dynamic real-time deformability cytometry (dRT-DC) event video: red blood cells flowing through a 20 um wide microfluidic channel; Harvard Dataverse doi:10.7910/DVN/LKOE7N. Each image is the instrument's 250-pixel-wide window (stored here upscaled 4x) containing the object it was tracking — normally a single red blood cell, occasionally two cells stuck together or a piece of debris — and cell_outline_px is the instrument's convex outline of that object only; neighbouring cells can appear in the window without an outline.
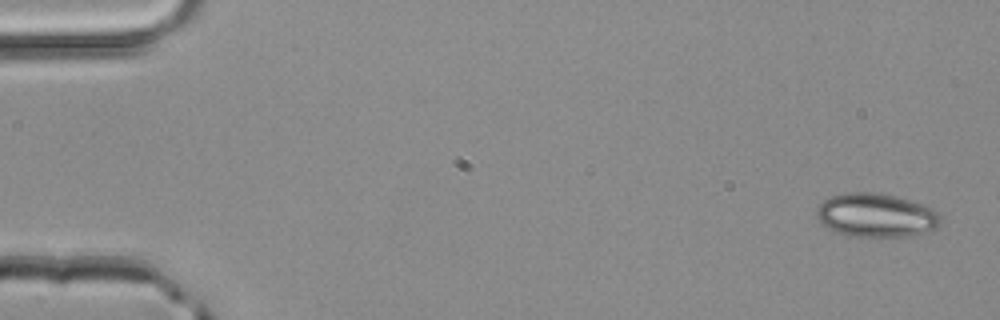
{"species": "common noctule bat (a hibernating species)", "species_latin": "Nyctalus noctula", "temperature_condition": "room temperature", "stored_images_in_passage": 4, "camera_frame_rate_fps": 3000, "um_per_image_px": 0.085, "animal": {"sex": "male", "body_mass_g": 20.4}, "frame": {"image": 1, "passage_image": 1, "time_ms": 0.0, "image_size_px": [1000, 320], "cell_outline_px": [[940, 224], [936, 228], [924, 232], [908, 236], [848, 236], [836, 232], [820, 224], [816, 216], [816, 208], [828, 196], [844, 192], [876, 192], [896, 196], [932, 208], [940, 212]], "centroid_in_image_um": [74.42, 18.28], "position_along_channel_um": 10.6, "area_um2": 31.79}}